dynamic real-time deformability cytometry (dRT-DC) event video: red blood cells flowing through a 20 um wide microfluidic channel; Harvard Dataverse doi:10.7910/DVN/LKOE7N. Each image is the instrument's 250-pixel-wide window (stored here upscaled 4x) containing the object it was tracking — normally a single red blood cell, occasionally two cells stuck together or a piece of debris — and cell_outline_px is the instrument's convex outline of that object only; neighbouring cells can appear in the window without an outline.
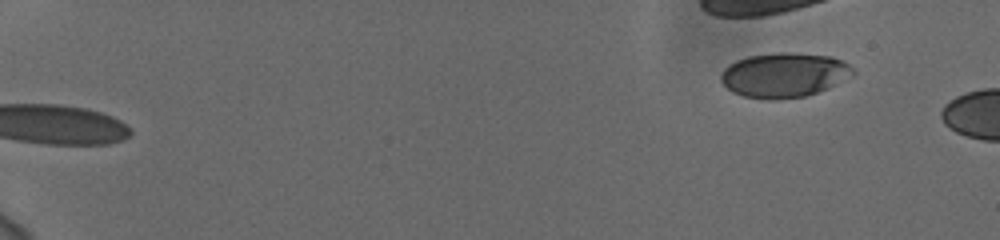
{"species": "human", "species_latin": "Homo sapiens", "temperature_condition": "cold", "stored_images_in_passage": 6, "camera_frame_rate_fps": 3000, "um_per_image_px": 0.085, "donor": {"sex": "female"}, "frame": {"image": 1, "passage_image": 1, "time_ms": 0.0, "image_size_px": [1000, 240], "cell_outline_px": [[856, 72], [852, 76], [828, 88], [808, 96], [776, 100], [768, 100], [744, 96], [732, 92], [720, 80], [720, 76], [724, 68], [728, 64], [736, 60], [748, 56], [780, 52], [784, 52], [832, 56], [848, 64]], "centroid_in_image_um": [66.64, 6.39], "position_along_channel_um": 18.4, "area_um2": 34.51}}